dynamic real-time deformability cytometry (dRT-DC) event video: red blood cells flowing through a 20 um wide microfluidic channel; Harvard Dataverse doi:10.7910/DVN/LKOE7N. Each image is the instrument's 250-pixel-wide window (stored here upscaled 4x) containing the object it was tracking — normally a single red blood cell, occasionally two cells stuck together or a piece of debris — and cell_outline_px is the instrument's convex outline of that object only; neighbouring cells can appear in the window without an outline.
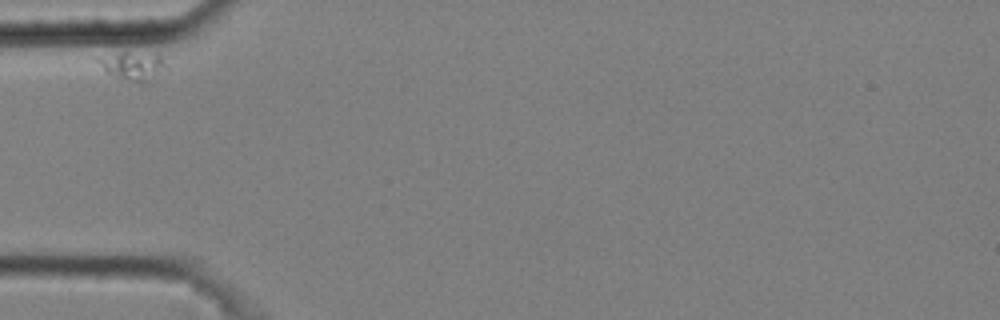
{"species": "common noctule bat (a hibernating species)", "species_latin": "Nyctalus noctula", "temperature_condition": "cold", "stored_images_in_passage": 7, "camera_frame_rate_fps": 3000, "um_per_image_px": 0.085, "animal": {"sex": "male", "body_mass_g": 20.4}, "frame": {"image": 1, "passage_image": 6, "time_ms": 1.667, "image_size_px": [1000, 320], "cell_outline_px": [[168, 68], [144, 84], [140, 84], [112, 76], [92, 56], [120, 52], [160, 52]], "centroid_in_image_um": [11.32, 5.56], "position_along_channel_um": 73.7, "area_um2": 11.91}}